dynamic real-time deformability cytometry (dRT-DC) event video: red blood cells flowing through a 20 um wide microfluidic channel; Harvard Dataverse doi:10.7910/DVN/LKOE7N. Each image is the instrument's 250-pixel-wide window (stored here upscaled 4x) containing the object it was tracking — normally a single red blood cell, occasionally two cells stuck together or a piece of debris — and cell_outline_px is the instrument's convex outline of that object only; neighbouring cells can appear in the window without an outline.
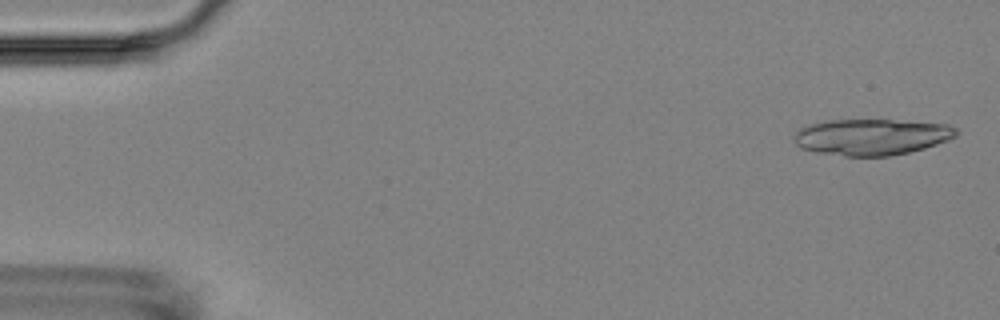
{"species": "Egyptian fruit bat (a non-hibernating species)", "species_latin": "Rousettus aegyptiacus", "temperature_condition": "room temperature", "stored_images_in_passage": 6, "camera_frame_rate_fps": 3000, "um_per_image_px": 0.085, "animal": {"sex": "female"}, "frame": {"image": 1, "passage_image": 1, "time_ms": 0.0, "image_size_px": [1000, 320], "cell_outline_px": [[960, 132], [956, 136], [948, 140], [924, 148], [892, 156], [844, 156], [816, 152], [800, 148], [792, 140], [796, 132], [800, 128], [808, 124], [824, 120], [892, 120], [948, 124], [956, 128]], "centroid_in_image_um": [74.06, 11.64], "position_along_channel_um": 10.9, "area_um2": 34.45}}